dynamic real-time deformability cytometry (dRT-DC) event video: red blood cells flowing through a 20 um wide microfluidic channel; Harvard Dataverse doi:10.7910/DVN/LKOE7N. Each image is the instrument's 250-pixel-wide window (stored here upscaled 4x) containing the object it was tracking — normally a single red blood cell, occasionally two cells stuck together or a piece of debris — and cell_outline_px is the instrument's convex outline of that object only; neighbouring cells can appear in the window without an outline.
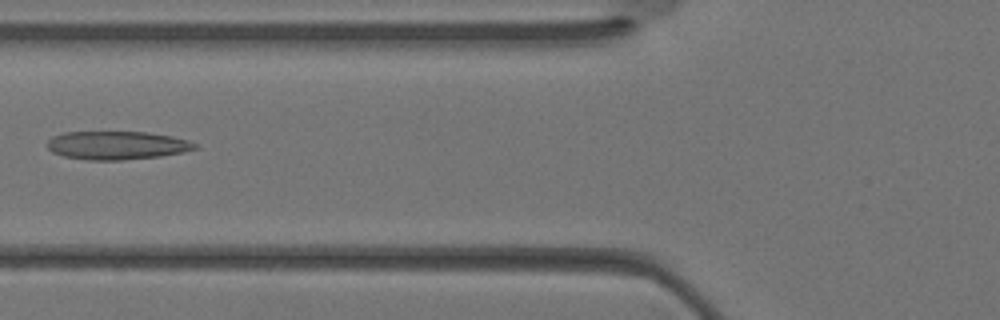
{"species": "Egyptian fruit bat (a non-hibernating species)", "species_latin": "Rousettus aegyptiacus", "temperature_condition": "warm", "stored_images_in_passage": 34, "camera_frame_rate_fps": 3000, "um_per_image_px": 0.085, "animal": {"sex": "female"}, "frame": {"image": 1, "passage_image": 12, "time_ms": 3.667, "image_size_px": [1000, 320], "cell_outline_px": [[200, 148], [184, 152], [160, 156], [120, 160], [88, 160], [64, 156], [52, 152], [48, 148], [48, 140], [52, 136], [64, 132], [148, 132], [172, 136], [188, 140], [200, 144]], "centroid_in_image_um": [9.99, 12.35], "position_along_channel_um": 115.8, "area_um2": 24.57}}
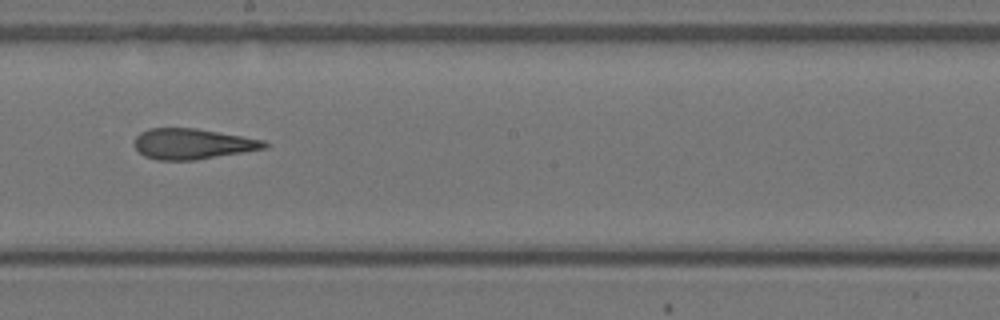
{"frame": {"image": 2, "passage_image": 18, "time_ms": 5.667, "image_size_px": [1000, 320], "cell_outline_px": [[272, 144], [268, 148], [196, 160], [156, 160], [144, 156], [136, 148], [136, 136], [140, 132], [148, 128], [196, 128], [264, 140]], "centroid_in_image_um": [16.41, 12.23], "position_along_channel_um": 231.8, "area_um2": 23.24}}
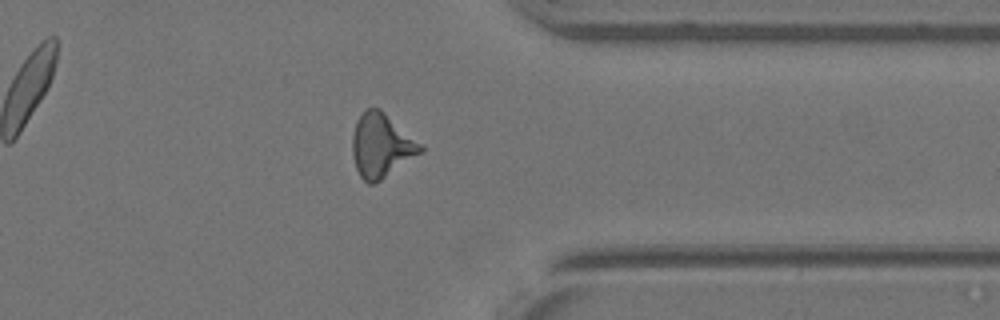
{"frame": {"image": 3, "passage_image": 26, "time_ms": 8.333, "image_size_px": [1000, 320], "cell_outline_px": [[424, 148], [420, 152], [380, 180], [372, 184], [368, 184], [360, 176], [356, 168], [352, 156], [352, 136], [356, 120], [360, 112], [364, 108], [380, 108], [424, 144]], "centroid_in_image_um": [32.39, 12.32], "position_along_channel_um": 379.0, "area_um2": 25.43}}